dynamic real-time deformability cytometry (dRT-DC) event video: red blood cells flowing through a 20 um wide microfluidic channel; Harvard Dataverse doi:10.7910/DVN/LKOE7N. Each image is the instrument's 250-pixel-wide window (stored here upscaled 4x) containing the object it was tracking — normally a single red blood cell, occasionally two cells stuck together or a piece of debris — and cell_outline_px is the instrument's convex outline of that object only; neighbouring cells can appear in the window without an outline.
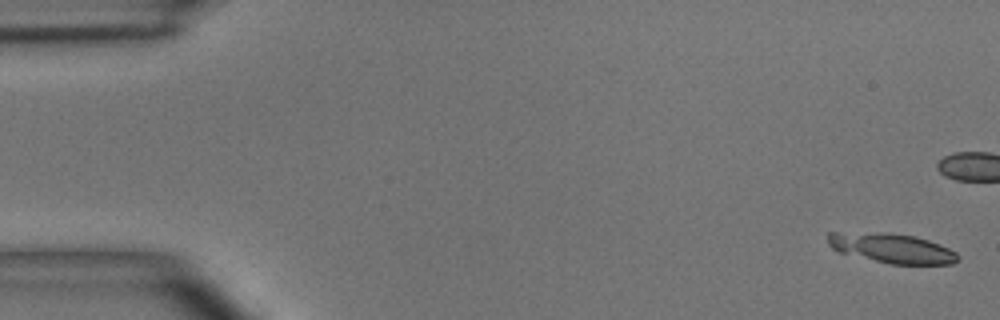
{"species": "common noctule bat (a hibernating species)", "species_latin": "Nyctalus noctula", "temperature_condition": "room temperature", "stored_images_in_passage": 5, "camera_frame_rate_fps": 3000, "um_per_image_px": 0.085, "animal": {"sex": "male", "body_mass_g": 15.6}, "frame": {"image": 1, "passage_image": 1, "time_ms": 0.0, "image_size_px": [1000, 320], "cell_outline_px": [[960, 260], [952, 264], [892, 264], [840, 252], [832, 248], [828, 244], [828, 232], [880, 232], [912, 236], [928, 240], [948, 248], [956, 252], [960, 256]], "centroid_in_image_um": [75.82, 21.09], "position_along_channel_um": 9.2, "area_um2": 22.25}}